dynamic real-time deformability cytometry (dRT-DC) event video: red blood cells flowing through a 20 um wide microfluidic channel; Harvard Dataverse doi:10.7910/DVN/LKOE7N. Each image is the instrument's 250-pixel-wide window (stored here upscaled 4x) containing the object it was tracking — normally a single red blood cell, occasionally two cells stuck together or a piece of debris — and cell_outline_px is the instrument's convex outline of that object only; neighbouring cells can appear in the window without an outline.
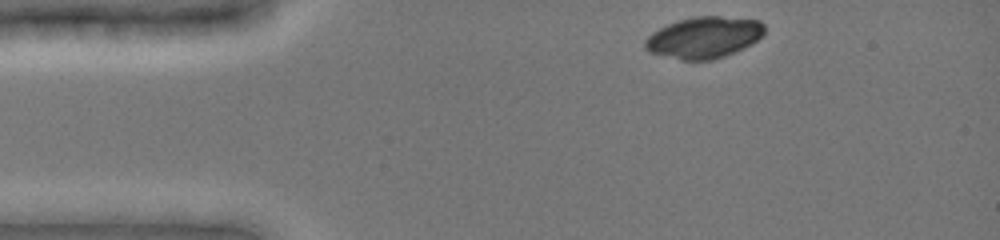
{"species": "common noctule bat (a hibernating species)", "species_latin": "Nyctalus noctula", "temperature_condition": "cold", "stored_images_in_passage": 8, "camera_frame_rate_fps": 3000, "um_per_image_px": 0.085, "animal": {"sex": "female", "body_mass_g": 19.0, "forearm_length_mm": 51.5}, "frame": {"image": 1, "passage_image": 1, "time_ms": 0.0, "image_size_px": [1000, 240], "cell_outline_px": [[764, 32], [752, 44], [744, 48], [724, 56], [712, 60], [680, 60], [648, 52], [644, 48], [644, 40], [652, 32], [668, 24], [692, 16], [720, 16], [760, 20], [764, 24]], "centroid_in_image_um": [59.82, 3.19], "position_along_channel_um": 25.2, "area_um2": 28.9}}